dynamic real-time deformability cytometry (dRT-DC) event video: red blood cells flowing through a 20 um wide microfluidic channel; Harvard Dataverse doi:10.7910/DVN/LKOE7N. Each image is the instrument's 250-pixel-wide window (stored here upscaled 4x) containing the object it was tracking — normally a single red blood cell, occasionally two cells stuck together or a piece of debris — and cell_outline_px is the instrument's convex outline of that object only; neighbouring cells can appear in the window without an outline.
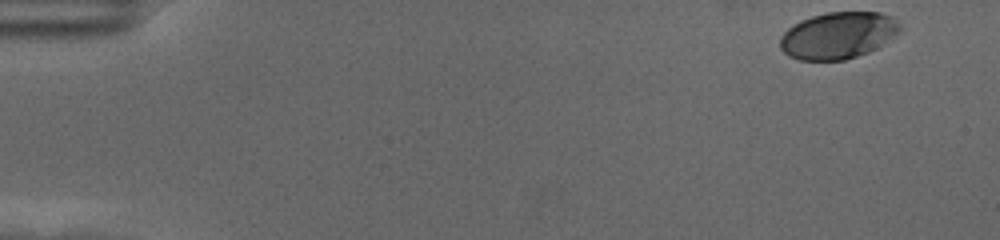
{"species": "human", "species_latin": "Homo sapiens", "temperature_condition": "cold", "stored_images_in_passage": 56, "camera_frame_rate_fps": 3000, "um_per_image_px": 0.085, "donor": {"sex": "female"}, "frame": {"image": 1, "passage_image": 1, "time_ms": 0.0, "image_size_px": [1000, 240], "cell_outline_px": [[900, 28], [896, 32], [876, 48], [868, 52], [844, 60], [800, 60], [788, 56], [780, 48], [780, 36], [788, 28], [800, 20], [812, 16], [828, 12], [880, 12], [892, 16], [900, 24]], "centroid_in_image_um": [71.18, 3.0], "position_along_channel_um": 13.8, "area_um2": 32.37}}
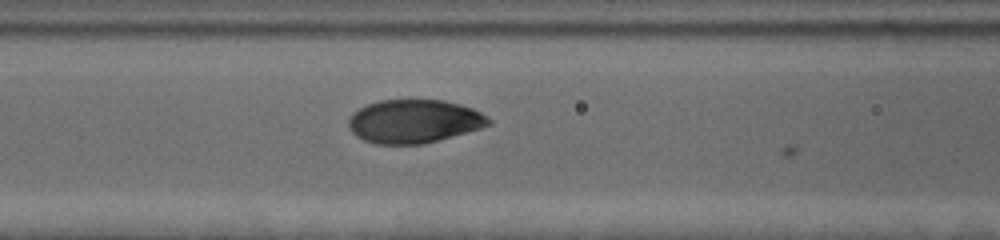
{"frame": {"image": 2, "passage_image": 23, "time_ms": 7.333, "image_size_px": [1000, 240], "cell_outline_px": [[492, 124], [480, 128], [436, 140], [420, 144], [376, 144], [364, 140], [356, 136], [348, 128], [348, 120], [352, 112], [368, 104], [380, 100], [444, 100], [460, 104], [472, 108], [488, 116], [492, 120]], "centroid_in_image_um": [35.17, 10.3], "position_along_channel_um": 131.4, "area_um2": 35.37}}
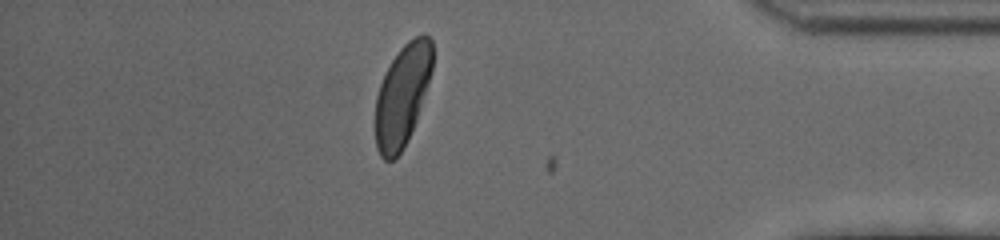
{"frame": {"image": 3, "passage_image": 49, "time_ms": 16.0, "image_size_px": [1000, 240], "cell_outline_px": [[432, 68], [428, 84], [416, 120], [408, 140], [400, 152], [392, 160], [384, 160], [380, 156], [376, 148], [376, 96], [380, 84], [392, 60], [400, 48], [408, 40], [424, 32], [432, 40]], "centroid_in_image_um": [34.2, 8.09], "position_along_channel_um": 401.0, "area_um2": 33.47}, "authors_computed_cell_mechanics": {"area_um2": 35.3158, "velocity_mm_per_s": 3.4825, "shape_relaxation_time_tau1_ms": 2.1353, "shape_relaxation_time_tau2_ms": null, "deformation_change_tau1": 0.1334, "deformation_change_tau2": null}}